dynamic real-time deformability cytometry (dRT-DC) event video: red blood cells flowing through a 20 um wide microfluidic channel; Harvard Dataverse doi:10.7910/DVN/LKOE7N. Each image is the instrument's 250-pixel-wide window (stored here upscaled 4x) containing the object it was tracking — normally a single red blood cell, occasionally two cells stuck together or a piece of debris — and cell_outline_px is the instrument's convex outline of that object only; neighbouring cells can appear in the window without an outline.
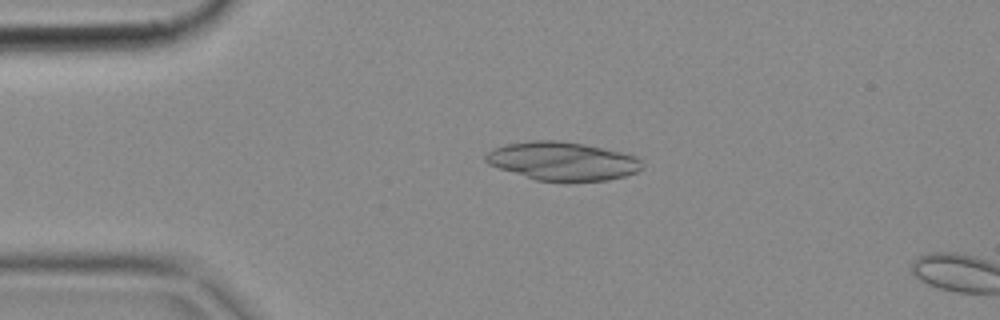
{"species": "common noctule bat (a hibernating species)", "species_latin": "Nyctalus noctula", "temperature_condition": "cold", "stored_images_in_passage": 4, "camera_frame_rate_fps": 3000, "um_per_image_px": 0.085, "animal": {"sex": "female", "body_mass_g": 18.4}, "frame": {"image": 1, "passage_image": 2, "time_ms": 0.333, "image_size_px": [1000, 320], "cell_outline_px": [[644, 164], [636, 172], [624, 176], [608, 180], [536, 180], [488, 164], [484, 160], [484, 156], [488, 152], [496, 148], [508, 144], [532, 140], [560, 140], [584, 144], [620, 152], [636, 156]], "centroid_in_image_um": [47.81, 13.68], "position_along_channel_um": 37.2, "area_um2": 34.45}}